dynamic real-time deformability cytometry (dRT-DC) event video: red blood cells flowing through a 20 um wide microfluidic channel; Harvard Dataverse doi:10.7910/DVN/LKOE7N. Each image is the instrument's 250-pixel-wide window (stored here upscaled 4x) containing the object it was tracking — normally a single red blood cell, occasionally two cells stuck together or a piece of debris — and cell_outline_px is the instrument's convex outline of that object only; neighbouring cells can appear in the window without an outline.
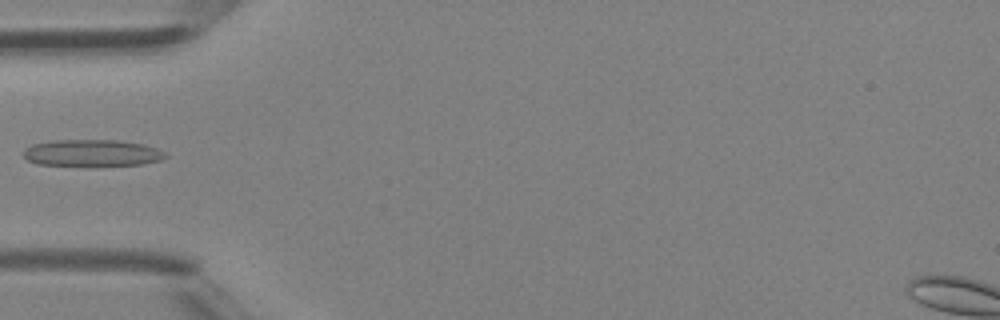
{"species": "Egyptian fruit bat (a non-hibernating species)", "species_latin": "Rousettus aegyptiacus", "temperature_condition": "room temperature", "stored_images_in_passage": 31, "camera_frame_rate_fps": 3000, "um_per_image_px": 0.085, "animal": {"sex": "female"}, "frame": {"image": 1, "passage_image": 1, "time_ms": 0.0, "image_size_px": [1000, 320], "cell_outline_px": [[168, 156], [160, 160], [140, 164], [96, 168], [88, 168], [36, 164], [28, 160], [24, 156], [24, 148], [32, 144], [52, 140], [120, 140], [144, 144], [168, 152]], "centroid_in_image_um": [7.83, 13.04], "position_along_channel_um": 77.2, "area_um2": 23.29}}
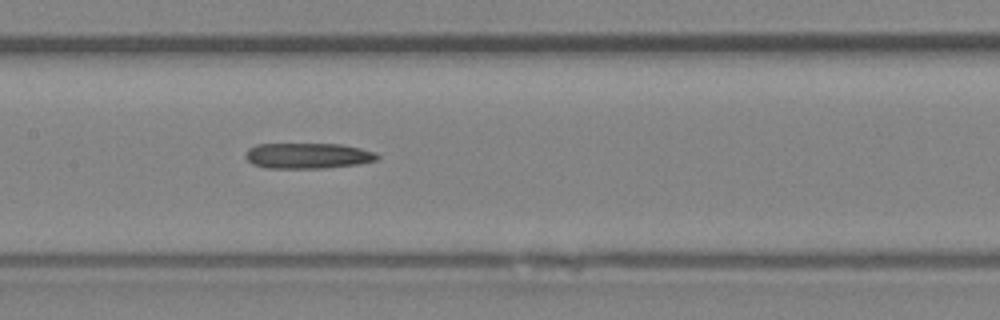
{"frame": {"image": 2, "passage_image": 8, "time_ms": 2.333, "image_size_px": [1000, 320], "cell_outline_px": [[380, 156], [376, 160], [356, 164], [324, 168], [264, 168], [252, 164], [244, 156], [248, 148], [256, 144], [340, 144], [360, 148], [376, 152]], "centroid_in_image_um": [26.13, 13.24], "position_along_channel_um": 181.3, "area_um2": 19.71}}
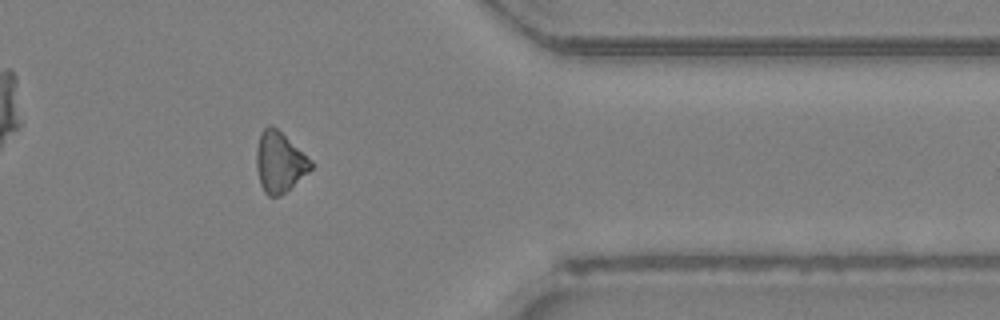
{"frame": {"image": 3, "passage_image": 23, "time_ms": 7.333, "image_size_px": [1000, 320], "cell_outline_px": [[312, 168], [308, 172], [280, 196], [268, 196], [264, 192], [260, 184], [256, 168], [256, 148], [260, 132], [268, 124], [272, 124], [312, 160]], "centroid_in_image_um": [23.73, 13.76], "position_along_channel_um": 387.7, "area_um2": 19.19}}